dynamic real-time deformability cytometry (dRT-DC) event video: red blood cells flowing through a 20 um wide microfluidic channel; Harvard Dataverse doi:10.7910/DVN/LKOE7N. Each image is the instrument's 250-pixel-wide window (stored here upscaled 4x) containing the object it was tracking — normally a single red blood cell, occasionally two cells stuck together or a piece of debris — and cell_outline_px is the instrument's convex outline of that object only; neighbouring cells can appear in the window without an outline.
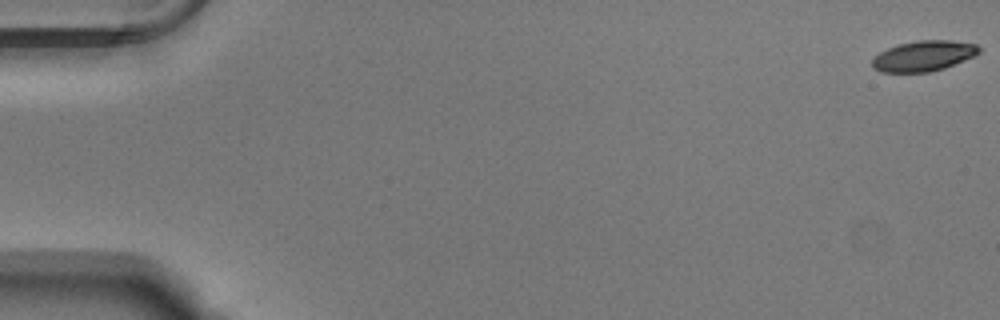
{"species": "Egyptian fruit bat (a non-hibernating species)", "species_latin": "Rousettus aegyptiacus", "temperature_condition": "warm", "stored_images_in_passage": 53, "camera_frame_rate_fps": 3000, "um_per_image_px": 0.085, "animal": {"sex": "male"}, "frame": {"image": 1, "passage_image": 1, "time_ms": 0.0, "image_size_px": [1000, 320], "cell_outline_px": [[980, 52], [972, 56], [944, 68], [928, 72], [880, 72], [872, 68], [872, 60], [880, 52], [888, 48], [900, 44], [916, 40], [952, 40], [976, 44], [980, 48]], "centroid_in_image_um": [78.48, 4.75], "position_along_channel_um": 6.5, "area_um2": 18.79}}
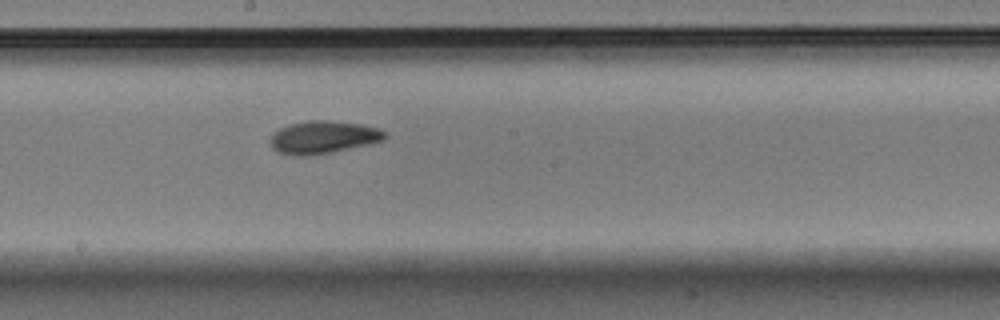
{"frame": {"image": 2, "passage_image": 31, "time_ms": 10.0, "image_size_px": [1000, 320], "cell_outline_px": [[388, 136], [384, 140], [368, 144], [332, 152], [312, 156], [292, 156], [280, 152], [272, 148], [268, 140], [280, 128], [288, 124], [308, 120], [324, 120], [360, 124], [376, 128], [388, 132]], "centroid_in_image_um": [27.46, 11.67], "position_along_channel_um": 220.7, "area_um2": 21.91}}
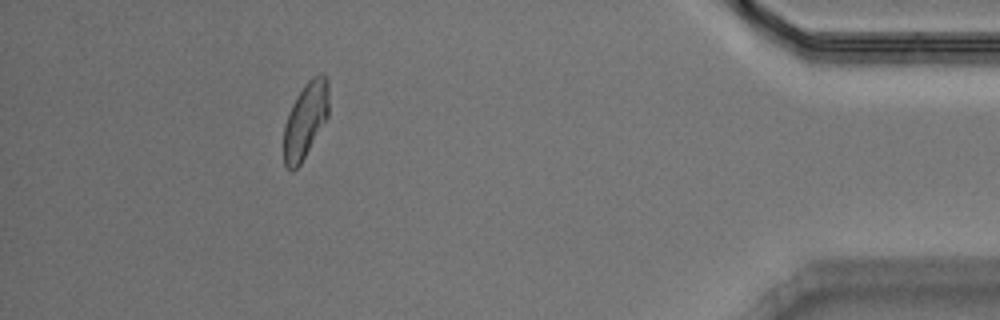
{"frame": {"image": 3, "passage_image": 50, "time_ms": 16.333, "image_size_px": [1000, 320], "cell_outline_px": [[328, 116], [300, 164], [292, 172], [284, 164], [284, 124], [292, 104], [296, 96], [304, 84], [312, 76], [320, 72], [324, 72], [328, 76]], "centroid_in_image_um": [25.97, 10.15], "position_along_channel_um": 409.2, "area_um2": 19.94}, "authors_computed_cell_mechanics": {"area_um2": 20.4612, "velocity_mm_per_s": 3.7726, "shape_relaxation_time_tau1_ms": 2.9656, "shape_relaxation_time_tau2_ms": 4.969, "deformation_change_tau1": 0.1197, "deformation_change_tau2": 0.106}}